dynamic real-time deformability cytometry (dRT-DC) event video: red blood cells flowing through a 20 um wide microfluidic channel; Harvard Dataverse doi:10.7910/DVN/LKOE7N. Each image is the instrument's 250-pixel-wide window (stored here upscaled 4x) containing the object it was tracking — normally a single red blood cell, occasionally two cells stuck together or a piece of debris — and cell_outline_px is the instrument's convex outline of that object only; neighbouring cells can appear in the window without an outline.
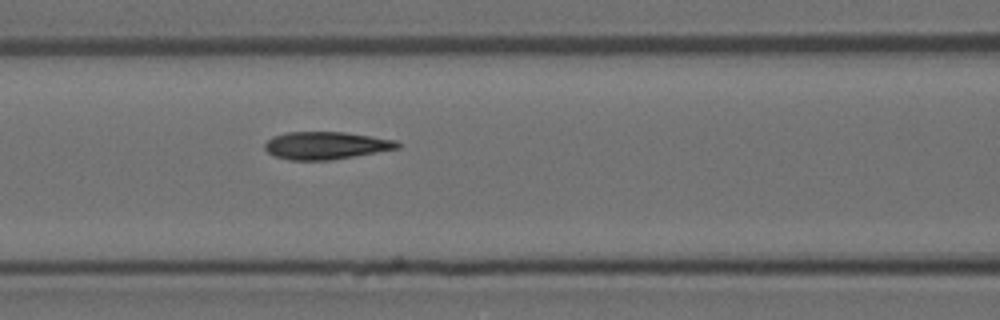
{"species": "Egyptian fruit bat (a non-hibernating species)", "species_latin": "Rousettus aegyptiacus", "temperature_condition": "room temperature", "stored_images_in_passage": 24, "camera_frame_rate_fps": 3000, "um_per_image_px": 0.085, "animal": {"sex": "female"}, "frame": {"image": 1, "passage_image": 11, "time_ms": 3.333, "image_size_px": [1000, 320], "cell_outline_px": [[400, 148], [332, 160], [292, 160], [276, 156], [268, 152], [264, 148], [264, 144], [272, 136], [288, 132], [344, 132], [396, 140], [400, 144]], "centroid_in_image_um": [27.7, 12.36], "position_along_channel_um": 138.9, "area_um2": 21.21}}
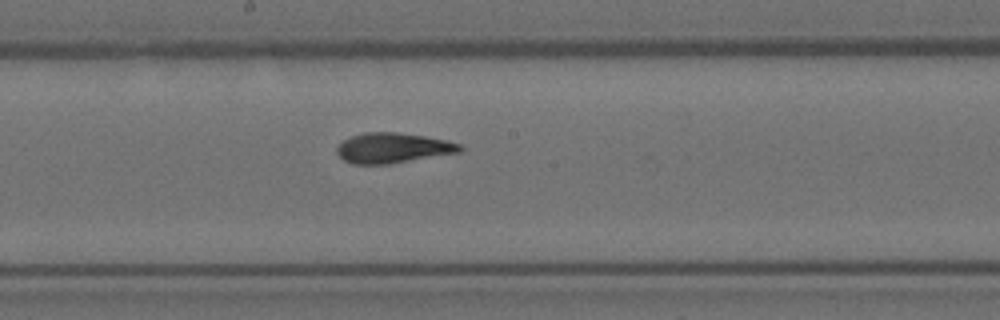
{"frame": {"image": 2, "passage_image": 17, "time_ms": 5.333, "image_size_px": [1000, 320], "cell_outline_px": [[464, 148], [460, 152], [388, 164], [352, 164], [344, 160], [336, 152], [336, 148], [344, 140], [352, 136], [364, 132], [396, 132], [424, 136], [444, 140], [460, 144]], "centroid_in_image_um": [33.37, 12.58], "position_along_channel_um": 214.8, "area_um2": 21.44}}
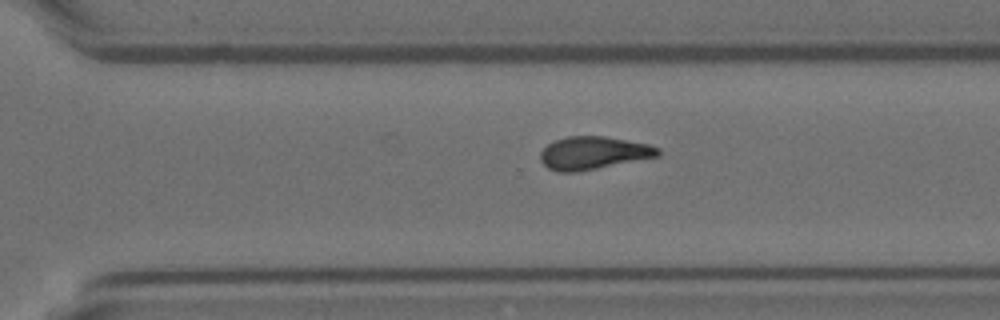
{"frame": {"image": 3, "passage_image": 22, "time_ms": 7.0, "image_size_px": [1000, 320], "cell_outline_px": [[660, 156], [576, 172], [556, 172], [548, 168], [540, 160], [540, 152], [548, 144], [556, 140], [568, 136], [604, 136], [648, 144], [660, 148]], "centroid_in_image_um": [50.43, 13.0], "position_along_channel_um": 320.2, "area_um2": 22.43}}